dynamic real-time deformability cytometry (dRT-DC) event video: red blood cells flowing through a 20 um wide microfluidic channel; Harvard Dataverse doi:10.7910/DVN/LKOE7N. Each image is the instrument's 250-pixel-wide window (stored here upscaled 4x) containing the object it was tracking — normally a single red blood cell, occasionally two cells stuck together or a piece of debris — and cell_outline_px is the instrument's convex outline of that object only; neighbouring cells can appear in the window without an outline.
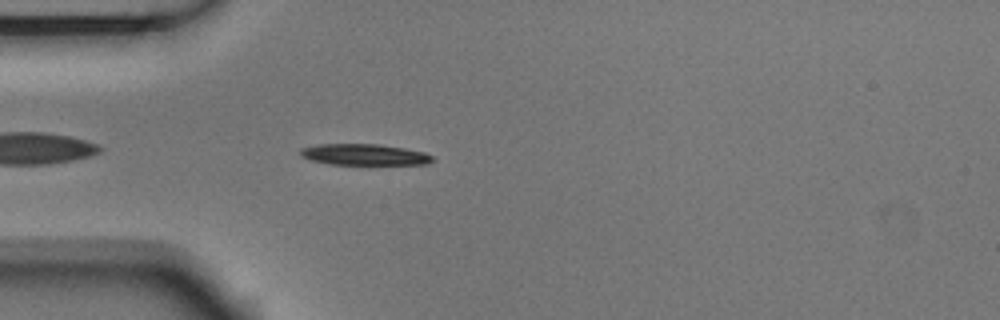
{"species": "Egyptian fruit bat (a non-hibernating species)", "species_latin": "Rousettus aegyptiacus", "temperature_condition": "room temperature", "stored_images_in_passage": 42, "camera_frame_rate_fps": 3000, "um_per_image_px": 0.085, "animal": {"sex": "male"}, "frame": {"image": 1, "passage_image": 3, "time_ms": 0.667, "image_size_px": [1000, 320], "cell_outline_px": [[432, 160], [428, 164], [328, 164], [312, 160], [300, 156], [300, 148], [320, 144], [376, 144], [404, 148], [424, 152], [432, 156]], "centroid_in_image_um": [30.93, 13.14], "position_along_channel_um": 54.1, "area_um2": 16.13}}
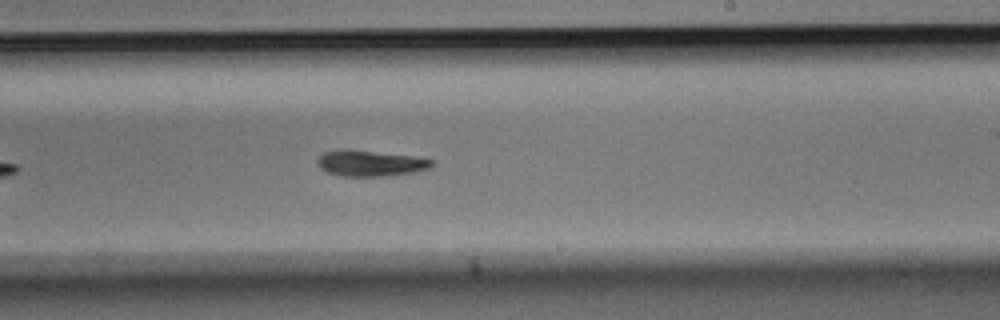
{"frame": {"image": 2, "passage_image": 20, "time_ms": 6.333, "image_size_px": [1000, 320], "cell_outline_px": [[432, 164], [428, 168], [412, 172], [384, 176], [340, 176], [328, 172], [320, 168], [316, 164], [316, 160], [324, 152], [340, 148], [348, 148], [416, 156], [432, 160]], "centroid_in_image_um": [31.4, 13.85], "position_along_channel_um": 257.6, "area_um2": 17.46}}
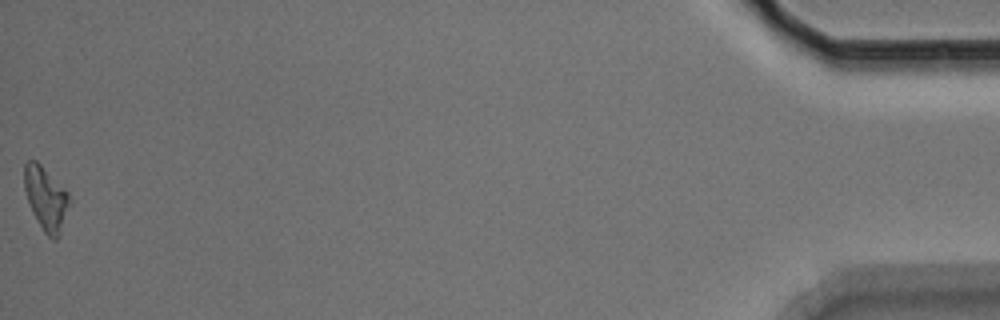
{"frame": {"image": 3, "passage_image": 42, "time_ms": 13.667, "image_size_px": [1000, 320], "cell_outline_px": [[72, 204], [60, 236], [56, 240], [52, 240], [44, 232], [32, 212], [24, 188], [24, 164], [28, 160], [36, 160], [68, 192]], "centroid_in_image_um": [3.94, 16.91], "position_along_channel_um": 431.3, "area_um2": 16.99}, "authors_computed_cell_mechanics": {"area_um2": 16.9932, "velocity_mm_per_s": 3.6998, "shape_relaxation_time_tau1_ms": 3.4532, "shape_relaxation_time_tau2_ms": 9.6803, "deformation_change_tau1": 0.1319, "deformation_change_tau2": 0.2021}}